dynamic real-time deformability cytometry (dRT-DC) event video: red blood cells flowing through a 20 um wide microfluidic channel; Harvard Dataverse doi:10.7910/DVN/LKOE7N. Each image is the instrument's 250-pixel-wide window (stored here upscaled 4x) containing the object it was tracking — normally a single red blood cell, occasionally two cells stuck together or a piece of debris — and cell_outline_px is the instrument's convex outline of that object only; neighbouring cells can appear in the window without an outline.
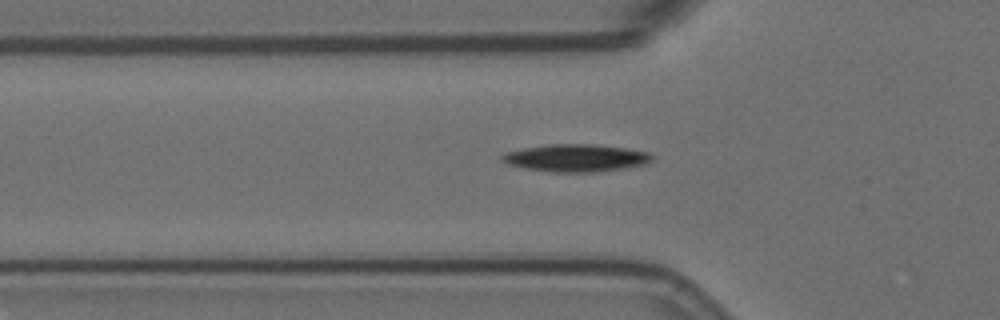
{"species": "Egyptian fruit bat (a non-hibernating species)", "species_latin": "Rousettus aegyptiacus", "temperature_condition": "room temperature", "stored_images_in_passage": 43, "camera_frame_rate_fps": 3000, "um_per_image_px": 0.085, "animal": {"sex": "female"}, "frame": {"image": 1, "passage_image": 4, "time_ms": 1.0, "image_size_px": [1000, 320], "cell_outline_px": [[656, 156], [652, 160], [644, 164], [624, 168], [596, 172], [552, 172], [524, 168], [508, 164], [500, 160], [500, 156], [504, 152], [524, 148], [548, 144], [592, 144], [624, 148], [648, 152]], "centroid_in_image_um": [48.93, 13.42], "position_along_channel_um": 76.9, "area_um2": 24.04}}
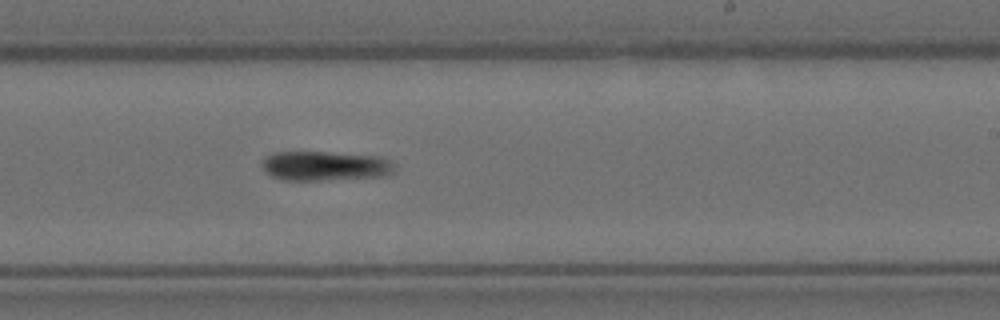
{"frame": {"image": 2, "passage_image": 20, "time_ms": 6.333, "image_size_px": [1000, 320], "cell_outline_px": [[392, 172], [384, 176], [320, 180], [284, 180], [272, 176], [264, 172], [260, 164], [260, 160], [264, 156], [276, 152], [328, 152], [376, 156], [388, 160], [392, 164]], "centroid_in_image_um": [27.51, 14.1], "position_along_channel_um": 261.5, "area_um2": 22.72}}
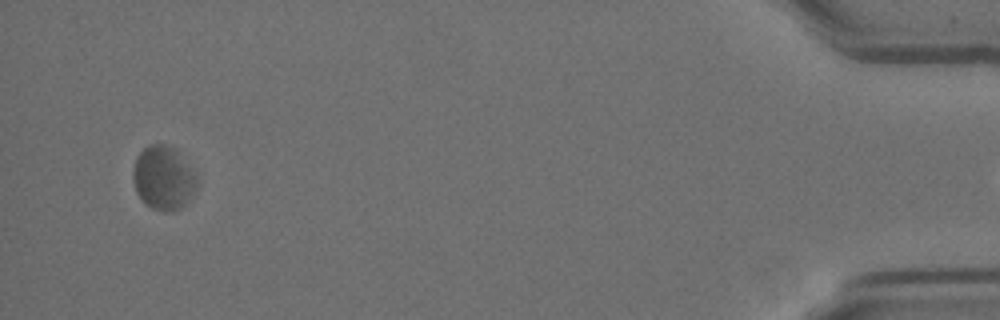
{"frame": {"image": 3, "passage_image": 41, "time_ms": 13.333, "image_size_px": [1000, 320], "cell_outline_px": [[200, 176], [196, 188], [184, 204], [180, 208], [172, 212], [152, 208], [144, 204], [140, 200], [136, 192], [132, 176], [132, 172], [136, 156], [148, 144], [164, 144], [176, 148]], "centroid_in_image_um": [13.9, 15.1], "position_along_channel_um": 421.3, "area_um2": 24.28}, "authors_computed_cell_mechanics": {"area_um2": 22.9466, "velocity_mm_per_s": 3.4536, "shape_relaxation_time_tau1_ms": 3.8634, "shape_relaxation_time_tau2_ms": null, "deformation_change_tau1": 0.0571, "deformation_change_tau2": null}}